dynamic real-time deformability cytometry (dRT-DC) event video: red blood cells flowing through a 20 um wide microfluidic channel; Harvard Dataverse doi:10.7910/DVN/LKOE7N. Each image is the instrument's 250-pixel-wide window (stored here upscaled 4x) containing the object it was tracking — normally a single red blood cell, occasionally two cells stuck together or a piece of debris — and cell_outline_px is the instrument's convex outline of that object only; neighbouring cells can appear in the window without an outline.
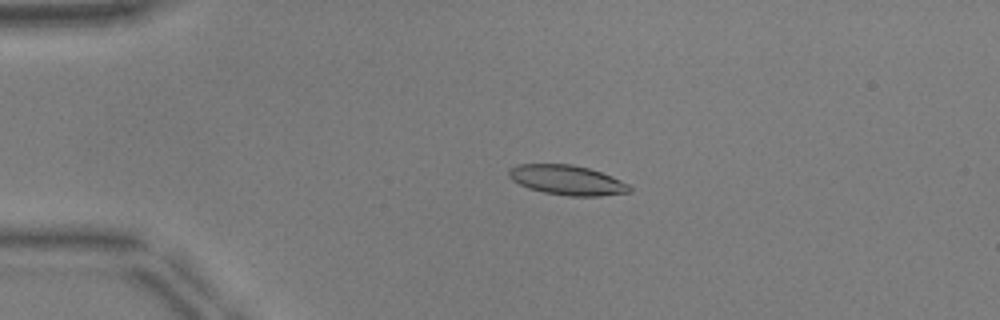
{"species": "common noctule bat (a hibernating species)", "species_latin": "Nyctalus noctula", "temperature_condition": "warm", "stored_images_in_passage": 45, "camera_frame_rate_fps": 3000, "um_per_image_px": 0.085, "animal": {"sex": "male", "body_mass_g": 17.9, "forearm_length_mm": 54.2}, "frame": {"image": 1, "passage_image": 5, "time_ms": 1.333, "image_size_px": [1000, 320], "cell_outline_px": [[632, 192], [600, 196], [568, 196], [544, 192], [528, 188], [512, 180], [508, 176], [508, 168], [520, 164], [572, 164], [588, 168], [612, 176], [628, 184], [632, 188]], "centroid_in_image_um": [48.2, 15.31], "position_along_channel_um": 36.8, "area_um2": 20.98}}
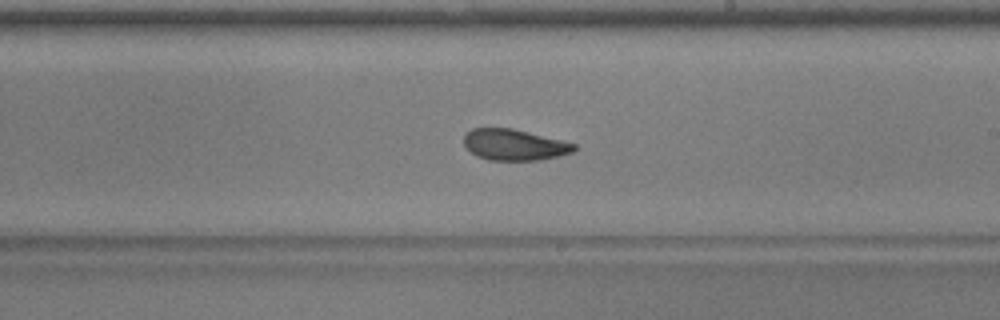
{"frame": {"image": 2, "passage_image": 24, "time_ms": 7.667, "image_size_px": [1000, 320], "cell_outline_px": [[576, 148], [572, 152], [540, 160], [488, 160], [476, 156], [464, 144], [464, 136], [472, 128], [512, 128], [576, 144]], "centroid_in_image_um": [43.69, 12.31], "position_along_channel_um": 245.3, "area_um2": 19.71}}
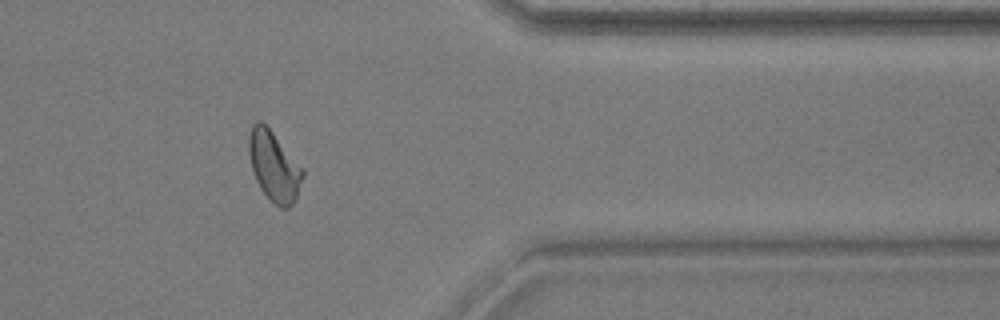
{"frame": {"image": 3, "passage_image": 36, "time_ms": 11.667, "image_size_px": [1000, 320], "cell_outline_px": [[304, 176], [296, 196], [292, 204], [288, 208], [280, 208], [260, 188], [256, 180], [252, 168], [248, 152], [248, 136], [252, 124], [256, 120], [260, 120], [272, 132], [304, 168]], "centroid_in_image_um": [23.29, 14.1], "position_along_channel_um": 388.1, "area_um2": 21.73}, "authors_computed_cell_mechanics": {"area_um2": 20.7502, "velocity_mm_per_s": 3.9374, "shape_relaxation_time_tau1_ms": 10.5973, "shape_relaxation_time_tau2_ms": 2.7474, "deformation_change_tau1": 0.2414, "deformation_change_tau2": 0.0969}}